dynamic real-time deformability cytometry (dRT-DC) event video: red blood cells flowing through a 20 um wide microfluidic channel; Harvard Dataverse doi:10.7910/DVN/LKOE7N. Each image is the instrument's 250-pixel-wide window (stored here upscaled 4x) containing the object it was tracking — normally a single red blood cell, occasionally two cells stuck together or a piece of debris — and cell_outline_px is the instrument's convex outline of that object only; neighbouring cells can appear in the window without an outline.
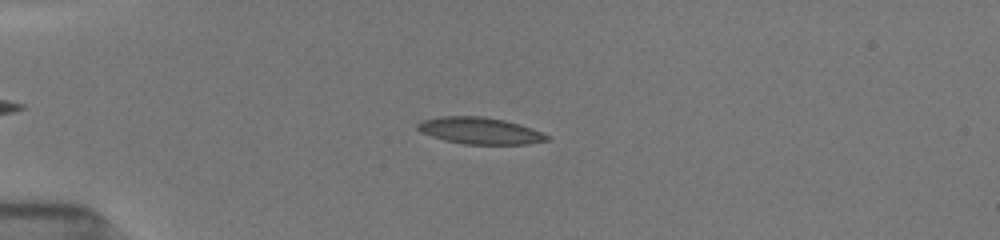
{"species": "common noctule bat (a hibernating species)", "species_latin": "Nyctalus noctula", "temperature_condition": "room temperature", "stored_images_in_passage": 41, "camera_frame_rate_fps": 3000, "um_per_image_px": 0.085, "animal": {"sex": "female", "body_mass_g": 19.5, "forearm_length_mm": 54.1}, "frame": {"image": 1, "passage_image": 12, "time_ms": 4.333, "image_size_px": [1000, 240], "cell_outline_px": [[548, 140], [528, 144], [464, 144], [444, 140], [420, 132], [416, 128], [416, 124], [424, 120], [440, 116], [480, 116], [504, 120], [520, 124], [540, 132], [548, 136]], "centroid_in_image_um": [40.75, 11.11], "position_along_channel_um": 44.3, "area_um2": 19.94}}
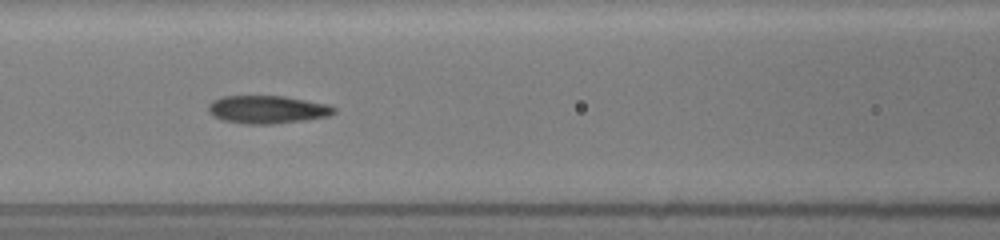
{"frame": {"image": 2, "passage_image": 21, "time_ms": 7.667, "image_size_px": [1000, 240], "cell_outline_px": [[336, 112], [328, 116], [304, 120], [272, 124], [244, 124], [224, 120], [208, 112], [208, 104], [212, 100], [224, 96], [284, 96], [328, 104], [336, 108]], "centroid_in_image_um": [22.73, 9.3], "position_along_channel_um": 143.9, "area_um2": 20.4}}
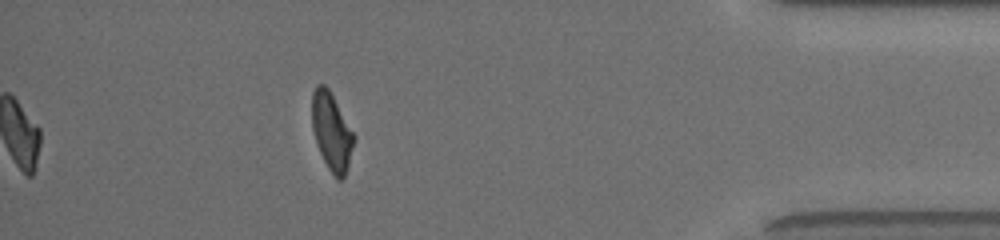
{"frame": {"image": 3, "passage_image": 41, "time_ms": 15.333, "image_size_px": [1000, 240], "cell_outline_px": [[356, 136], [348, 164], [344, 176], [340, 180], [336, 180], [328, 168], [320, 152], [312, 128], [312, 92], [316, 84], [324, 84], [328, 88]], "centroid_in_image_um": [28.18, 11.17], "position_along_channel_um": 407.0, "area_um2": 18.79}, "authors_computed_cell_mechanics": {"area_um2": 19.9988, "velocity_mm_per_s": 3.9607, "shape_relaxation_time_tau1_ms": 6.8505, "shape_relaxation_time_tau2_ms": 1.8206, "deformation_change_tau1": 0.225, "deformation_change_tau2": 0.0888}}